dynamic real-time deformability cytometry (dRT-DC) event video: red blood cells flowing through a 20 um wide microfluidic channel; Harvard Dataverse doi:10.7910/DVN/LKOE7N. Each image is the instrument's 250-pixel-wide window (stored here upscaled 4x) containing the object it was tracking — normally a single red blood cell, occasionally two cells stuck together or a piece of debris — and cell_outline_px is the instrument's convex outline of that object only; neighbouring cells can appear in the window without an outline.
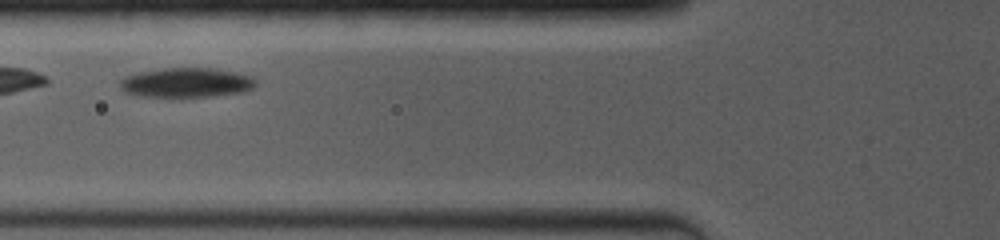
{"species": "common noctule bat (a hibernating species)", "species_latin": "Nyctalus noctula", "temperature_condition": "room temperature", "stored_images_in_passage": 8, "camera_frame_rate_fps": 4000, "um_per_image_px": 0.085, "animal": {"sex": "female", "body_mass_g": 19.0, "forearm_length_mm": 53.3}, "frame": {"image": 1, "passage_image": 3, "time_ms": 2.25, "image_size_px": [1000, 240], "cell_outline_px": [[256, 84], [252, 88], [244, 92], [212, 96], [136, 96], [124, 92], [120, 88], [120, 80], [124, 76], [140, 72], [164, 68], [212, 68], [236, 72], [252, 76], [256, 80]], "centroid_in_image_um": [15.84, 7.02], "position_along_channel_um": 110.0, "area_um2": 23.41}}
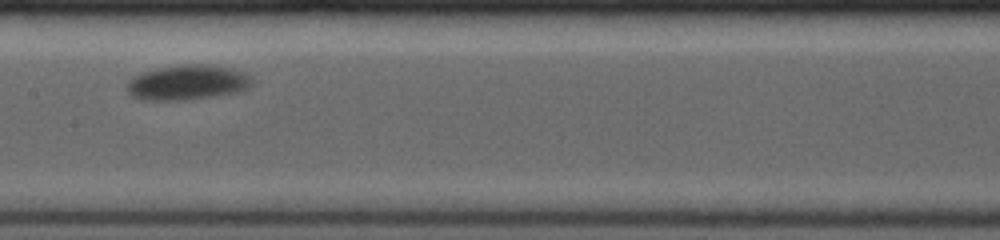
{"frame": {"image": 2, "passage_image": 5, "time_ms": 4.5, "image_size_px": [1000, 240], "cell_outline_px": [[252, 84], [248, 88], [240, 92], [192, 100], [144, 100], [132, 96], [124, 88], [128, 80], [144, 72], [160, 68], [180, 64], [208, 64], [232, 68], [244, 72], [252, 80]], "centroid_in_image_um": [15.95, 7.02], "position_along_channel_um": 191.5, "area_um2": 25.78}}
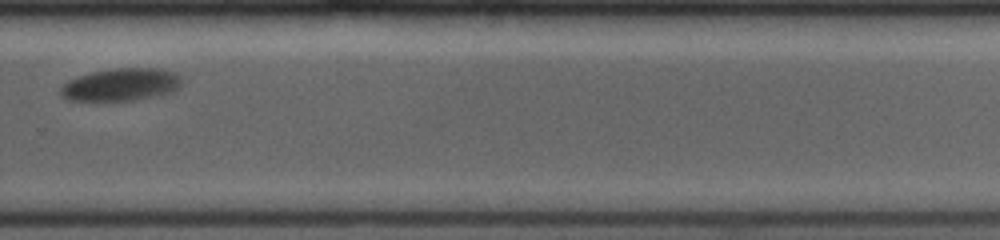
{"frame": {"image": 3, "passage_image": 8, "time_ms": 8.0, "image_size_px": [1000, 240], "cell_outline_px": [[180, 88], [172, 92], [160, 96], [136, 100], [68, 100], [60, 96], [60, 88], [68, 80], [92, 72], [112, 68], [160, 68], [176, 72], [180, 76]], "centroid_in_image_um": [10.32, 7.19], "position_along_channel_um": 319.5, "area_um2": 23.18}}